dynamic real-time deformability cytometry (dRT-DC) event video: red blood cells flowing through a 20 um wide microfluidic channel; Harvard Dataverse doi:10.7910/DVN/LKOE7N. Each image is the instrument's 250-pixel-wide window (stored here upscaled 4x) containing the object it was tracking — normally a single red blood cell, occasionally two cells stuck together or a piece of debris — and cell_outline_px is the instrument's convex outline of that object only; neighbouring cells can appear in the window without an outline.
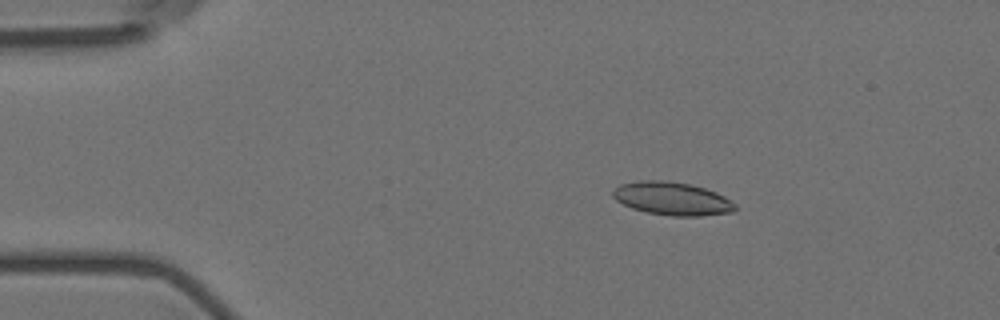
{"species": "Egyptian fruit bat (a non-hibernating species)", "species_latin": "Rousettus aegyptiacus", "temperature_condition": "room temperature", "stored_images_in_passage": 57, "camera_frame_rate_fps": 3000, "um_per_image_px": 0.085, "animal": {"sex": "female"}, "frame": {"image": 1, "passage_image": 10, "time_ms": 3.0, "image_size_px": [1000, 320], "cell_outline_px": [[736, 208], [732, 212], [700, 216], [672, 216], [648, 212], [632, 208], [616, 200], [612, 196], [612, 192], [620, 184], [640, 180], [664, 180], [688, 184], [704, 188], [716, 192], [724, 196], [736, 204]], "centroid_in_image_um": [57.13, 16.88], "position_along_channel_um": 27.9, "area_um2": 23.47}}
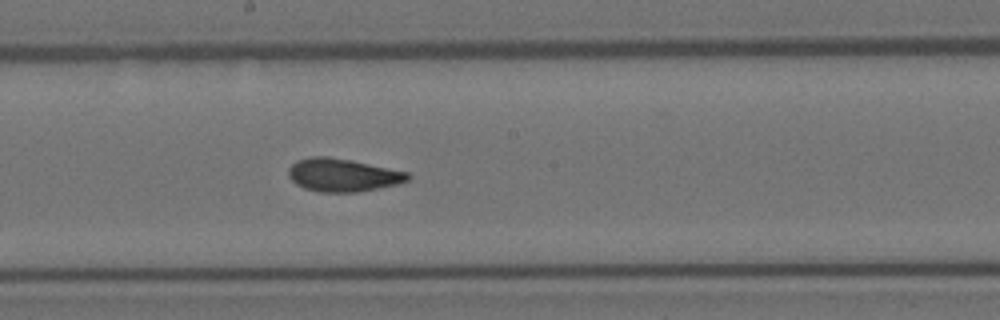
{"frame": {"image": 2, "passage_image": 31, "time_ms": 10.0, "image_size_px": [1000, 320], "cell_outline_px": [[412, 176], [408, 180], [396, 184], [356, 192], [320, 192], [304, 188], [296, 184], [288, 176], [288, 168], [296, 160], [312, 156], [328, 156], [352, 160], [408, 172]], "centroid_in_image_um": [29.1, 14.86], "position_along_channel_um": 219.1, "area_um2": 22.95}}
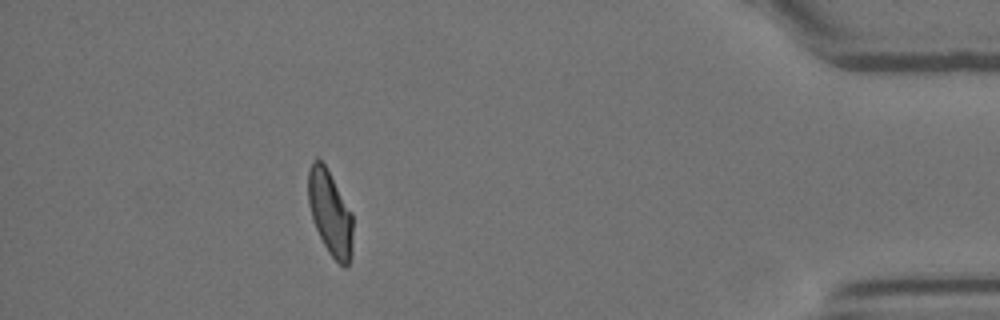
{"frame": {"image": 3, "passage_image": 51, "time_ms": 16.667, "image_size_px": [1000, 320], "cell_outline_px": [[352, 252], [348, 264], [344, 268], [328, 252], [312, 220], [308, 204], [308, 172], [316, 156], [324, 164], [352, 212]], "centroid_in_image_um": [28.05, 18.11], "position_along_channel_um": 407.1, "area_um2": 21.85}, "authors_computed_cell_mechanics": {"area_um2": 22.7154, "velocity_mm_per_s": 3.5928, "shape_relaxation_time_tau1_ms": null, "shape_relaxation_time_tau2_ms": 1.6187, "deformation_change_tau1": null, "deformation_change_tau2": 0.0845}}